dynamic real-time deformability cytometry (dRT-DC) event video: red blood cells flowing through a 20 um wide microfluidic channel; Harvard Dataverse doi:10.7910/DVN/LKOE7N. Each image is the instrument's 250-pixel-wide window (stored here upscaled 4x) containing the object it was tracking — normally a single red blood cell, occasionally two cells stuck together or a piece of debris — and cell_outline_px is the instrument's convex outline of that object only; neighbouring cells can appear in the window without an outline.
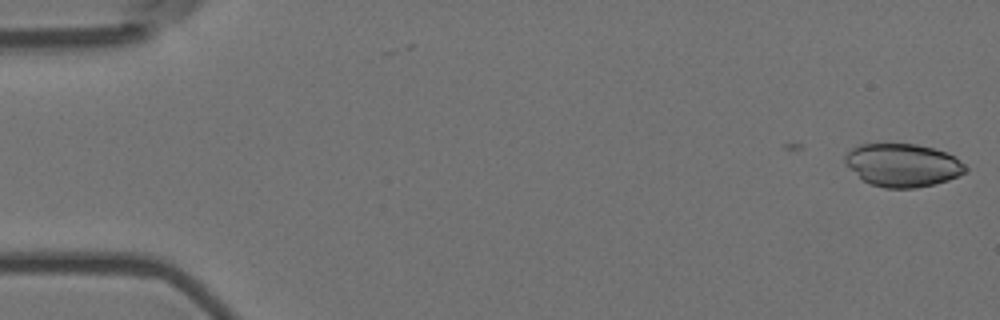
{"species": "Egyptian fruit bat (a non-hibernating species)", "species_latin": "Rousettus aegyptiacus", "temperature_condition": "room temperature", "stored_images_in_passage": 6, "camera_frame_rate_fps": 3000, "um_per_image_px": 0.085, "animal": {"sex": "female"}, "frame": {"image": 1, "passage_image": 1, "time_ms": 0.0, "image_size_px": [1000, 320], "cell_outline_px": [[968, 172], [948, 180], [916, 188], [884, 188], [872, 184], [864, 180], [844, 160], [844, 156], [852, 148], [860, 144], [916, 144], [948, 152], [964, 164], [968, 168]], "centroid_in_image_um": [76.78, 14.03], "position_along_channel_um": 8.2, "area_um2": 29.88}}
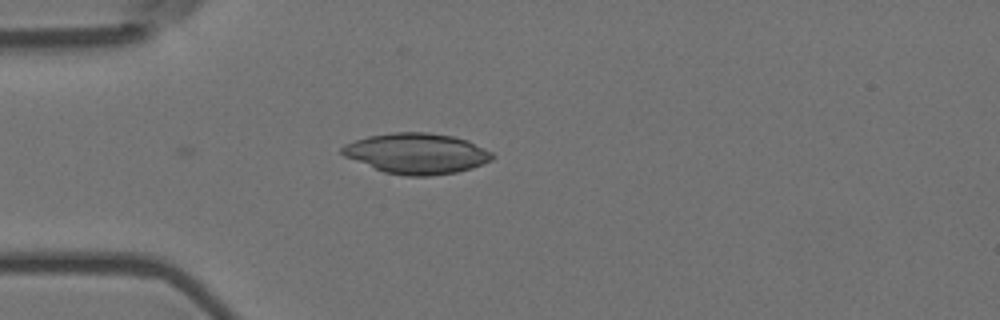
{"frame": {"image": 2, "passage_image": 5, "time_ms": 1.333, "image_size_px": [1000, 320], "cell_outline_px": [[496, 156], [492, 160], [484, 164], [472, 168], [456, 172], [432, 176], [404, 176], [384, 172], [344, 156], [340, 152], [340, 148], [344, 144], [368, 136], [392, 132], [424, 132], [452, 136], [468, 140], [492, 152]], "centroid_in_image_um": [35.43, 13.05], "position_along_channel_um": 49.6, "area_um2": 35.66}}